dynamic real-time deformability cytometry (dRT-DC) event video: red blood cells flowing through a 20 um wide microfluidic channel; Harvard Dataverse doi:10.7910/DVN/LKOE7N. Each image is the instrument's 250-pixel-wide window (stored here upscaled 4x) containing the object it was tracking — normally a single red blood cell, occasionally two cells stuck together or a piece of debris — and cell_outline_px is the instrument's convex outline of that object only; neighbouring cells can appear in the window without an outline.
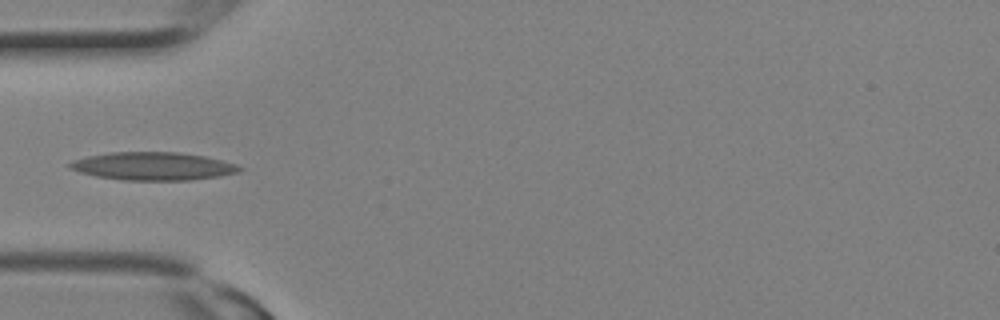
{"species": "Egyptian fruit bat (a non-hibernating species)", "species_latin": "Rousettus aegyptiacus", "temperature_condition": "room temperature", "stored_images_in_passage": 3, "camera_frame_rate_fps": 3000, "um_per_image_px": 0.085, "animal": {"sex": "female"}, "frame": {"image": 1, "passage_image": 3, "time_ms": 0.667, "image_size_px": [1000, 320], "cell_outline_px": [[244, 168], [240, 172], [220, 176], [188, 180], [120, 180], [96, 176], [80, 172], [68, 168], [68, 164], [72, 160], [88, 156], [108, 152], [176, 152], [204, 156], [236, 164]], "centroid_in_image_um": [12.99, 14.12], "position_along_channel_um": 72.0, "area_um2": 27.74}}